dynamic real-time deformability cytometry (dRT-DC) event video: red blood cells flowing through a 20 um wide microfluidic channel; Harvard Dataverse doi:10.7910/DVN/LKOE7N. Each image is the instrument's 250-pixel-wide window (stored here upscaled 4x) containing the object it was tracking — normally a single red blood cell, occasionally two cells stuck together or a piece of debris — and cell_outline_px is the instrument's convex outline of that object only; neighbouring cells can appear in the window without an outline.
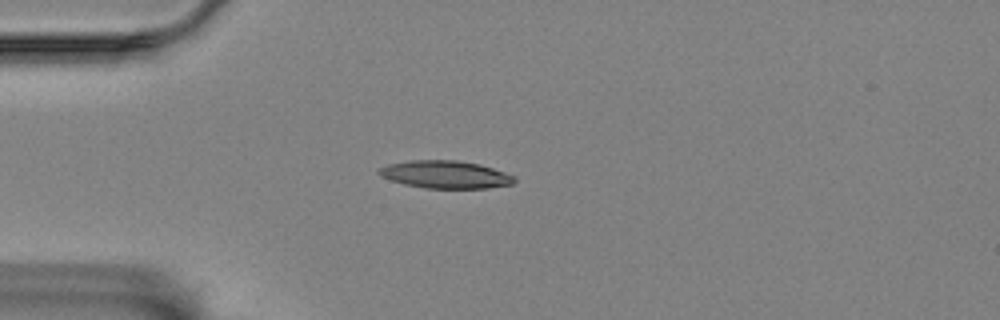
{"species": "Egyptian fruit bat (a non-hibernating species)", "species_latin": "Rousettus aegyptiacus", "temperature_condition": "room temperature", "stored_images_in_passage": 22, "camera_frame_rate_fps": 3000, "um_per_image_px": 0.085, "animal": {"sex": "female"}, "frame": {"image": 1, "passage_image": 1, "time_ms": 0.0, "image_size_px": [1000, 320], "cell_outline_px": [[516, 180], [512, 184], [488, 188], [424, 188], [404, 184], [380, 176], [376, 172], [376, 168], [388, 164], [412, 160], [456, 160], [480, 164], [516, 176]], "centroid_in_image_um": [37.84, 14.83], "position_along_channel_um": 47.2, "area_um2": 21.91}}
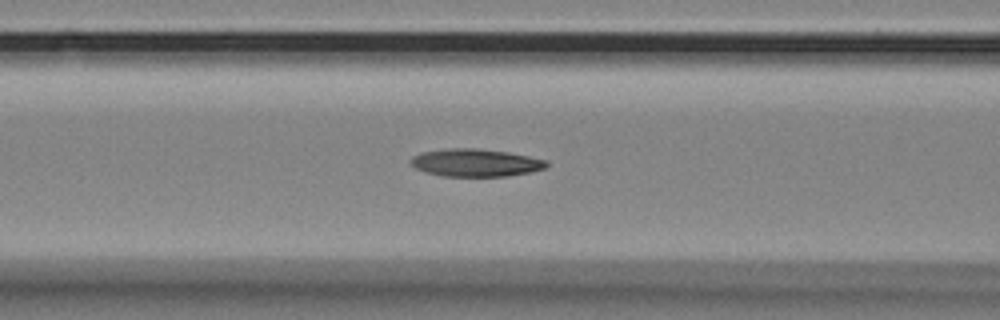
{"frame": {"image": 2, "passage_image": 9, "time_ms": 2.667, "image_size_px": [1000, 320], "cell_outline_px": [[548, 164], [544, 168], [532, 172], [508, 176], [444, 176], [428, 172], [416, 168], [408, 164], [408, 160], [412, 156], [420, 152], [448, 148], [476, 148], [508, 152], [548, 160]], "centroid_in_image_um": [40.4, 13.82], "position_along_channel_um": 126.2, "area_um2": 22.02}}
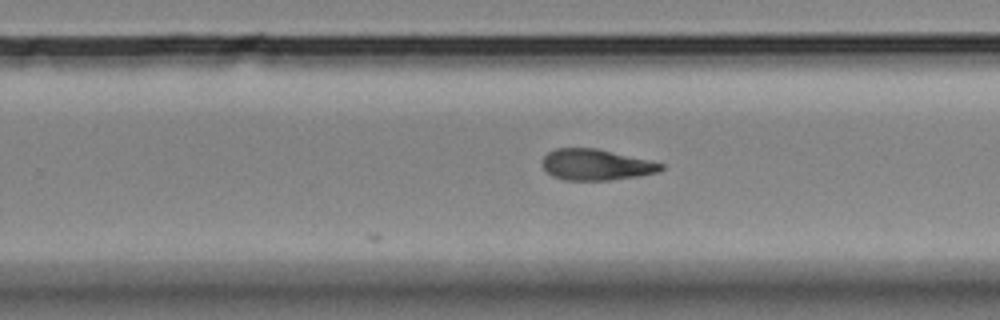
{"frame": {"image": 3, "passage_image": 22, "time_ms": 7.0, "image_size_px": [1000, 320], "cell_outline_px": [[664, 168], [660, 172], [640, 176], [608, 180], [564, 180], [552, 176], [540, 164], [544, 156], [548, 152], [556, 148], [596, 148], [648, 160], [664, 164]], "centroid_in_image_um": [50.65, 14.0], "position_along_channel_um": 279.1, "area_um2": 21.5}}